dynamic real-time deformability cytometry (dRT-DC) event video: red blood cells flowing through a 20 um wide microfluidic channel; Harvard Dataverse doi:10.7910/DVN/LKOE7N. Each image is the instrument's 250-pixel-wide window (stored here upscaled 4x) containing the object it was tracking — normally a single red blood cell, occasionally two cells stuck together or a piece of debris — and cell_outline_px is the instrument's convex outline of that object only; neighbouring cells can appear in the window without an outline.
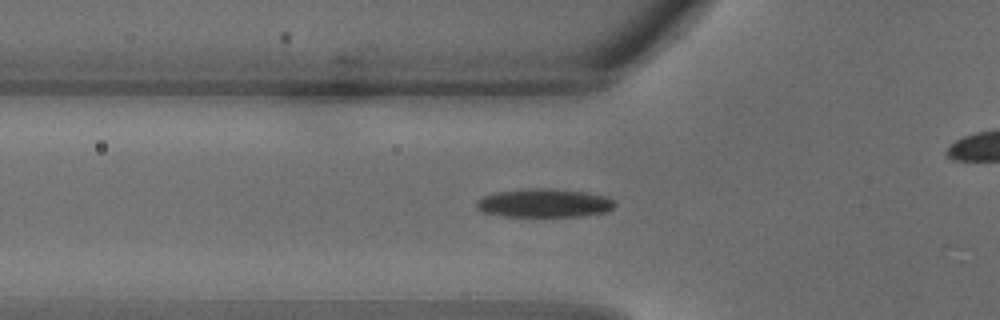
{"species": "common noctule bat (a hibernating species)", "species_latin": "Nyctalus noctula", "temperature_condition": "warm", "stored_images_in_passage": 25, "camera_frame_rate_fps": 3000, "um_per_image_px": 0.085, "animal": {"sex": "male", "body_mass_g": 18.8}, "frame": {"image": 1, "passage_image": 3, "time_ms": 0.667, "image_size_px": [1000, 320], "cell_outline_px": [[616, 204], [612, 208], [604, 212], [580, 216], [500, 216], [480, 212], [476, 208], [476, 204], [484, 196], [496, 192], [532, 188], [552, 188], [588, 192], [608, 196], [616, 200]], "centroid_in_image_um": [46.28, 17.25], "position_along_channel_um": 79.5, "area_um2": 23.18}}
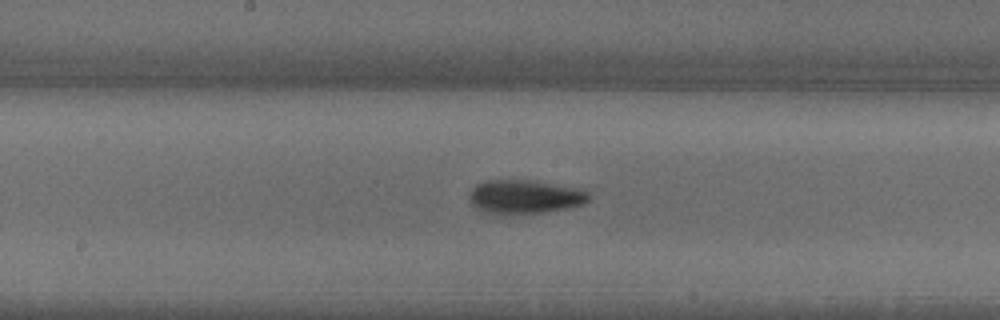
{"frame": {"image": 2, "passage_image": 9, "time_ms": 2.667, "image_size_px": [1000, 320], "cell_outline_px": [[588, 200], [584, 204], [544, 212], [484, 212], [472, 204], [472, 188], [476, 184], [488, 180], [536, 180], [588, 188]], "centroid_in_image_um": [44.73, 16.67], "position_along_channel_um": 203.5, "area_um2": 23.18}}
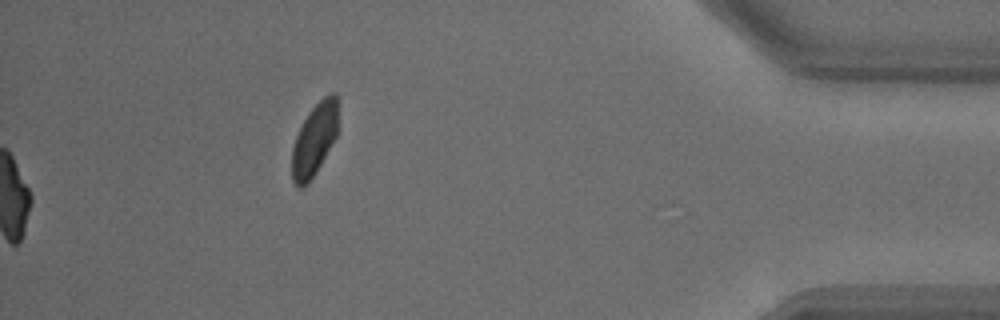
{"frame": {"image": 3, "passage_image": 25, "time_ms": 8.0, "image_size_px": [1000, 320], "cell_outline_px": [[336, 136], [316, 172], [308, 184], [300, 188], [296, 188], [292, 180], [292, 148], [296, 136], [308, 112], [324, 96], [332, 92], [336, 92]], "centroid_in_image_um": [26.69, 11.91], "position_along_channel_um": 408.5, "area_um2": 19.07}}